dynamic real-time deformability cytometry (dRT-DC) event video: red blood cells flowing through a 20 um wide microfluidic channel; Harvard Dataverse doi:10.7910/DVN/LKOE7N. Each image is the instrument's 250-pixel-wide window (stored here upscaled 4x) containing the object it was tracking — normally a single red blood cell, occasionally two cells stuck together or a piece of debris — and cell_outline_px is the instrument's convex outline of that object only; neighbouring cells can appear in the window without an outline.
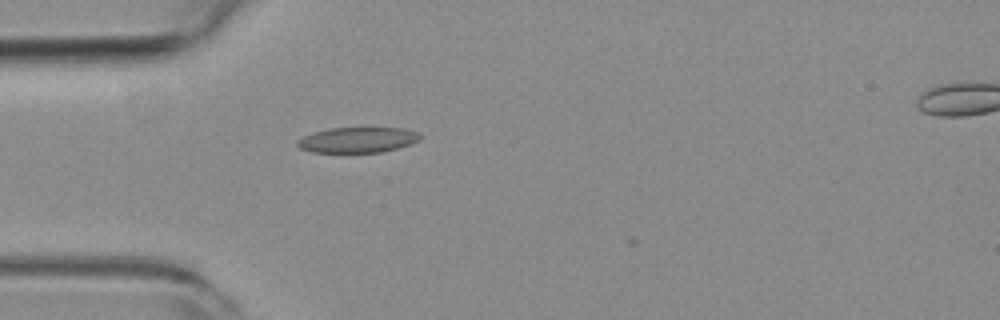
{"species": "common noctule bat (a hibernating species)", "species_latin": "Nyctalus noctula", "temperature_condition": "room temperature", "stored_images_in_passage": 6, "camera_frame_rate_fps": 3000, "um_per_image_px": 0.085, "animal": {"sex": "female", "body_mass_g": 19.3, "forearm_length_mm": 54.1}, "frame": {"image": 1, "passage_image": 2, "time_ms": 0.333, "image_size_px": [1000, 320], "cell_outline_px": [[420, 140], [396, 148], [380, 152], [312, 152], [300, 148], [296, 144], [296, 140], [312, 132], [328, 128], [404, 128], [416, 132], [420, 136]], "centroid_in_image_um": [30.34, 11.88], "position_along_channel_um": 54.7, "area_um2": 18.03}}
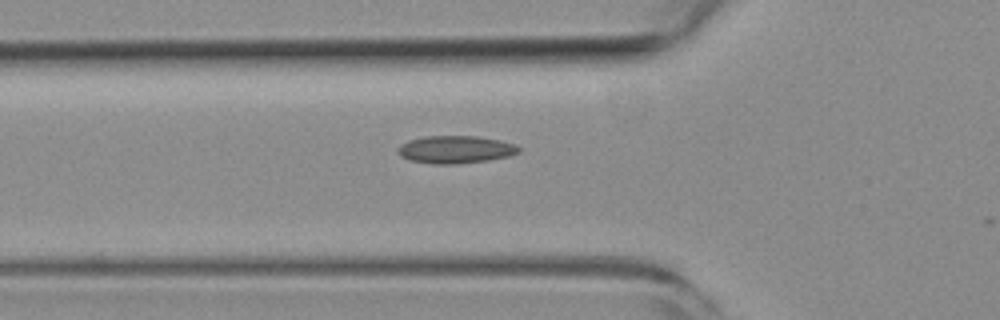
{"frame": {"image": 2, "passage_image": 5, "time_ms": 1.333, "image_size_px": [1000, 320], "cell_outline_px": [[520, 152], [508, 156], [488, 160], [456, 164], [432, 164], [408, 160], [400, 156], [396, 152], [396, 148], [400, 144], [408, 140], [424, 136], [476, 136], [500, 140], [516, 144], [520, 148]], "centroid_in_image_um": [38.67, 12.71], "position_along_channel_um": 87.1, "area_um2": 19.71}}